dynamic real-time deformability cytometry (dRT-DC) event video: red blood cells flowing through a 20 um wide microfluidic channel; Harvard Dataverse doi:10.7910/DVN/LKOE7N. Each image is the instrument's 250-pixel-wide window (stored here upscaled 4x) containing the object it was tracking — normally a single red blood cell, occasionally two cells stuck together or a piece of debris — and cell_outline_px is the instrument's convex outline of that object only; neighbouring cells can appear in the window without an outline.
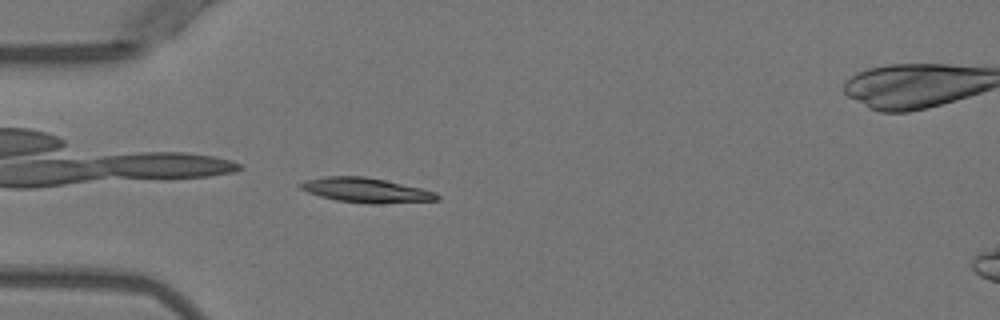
{"species": "Egyptian fruit bat (a non-hibernating species)", "species_latin": "Rousettus aegyptiacus", "temperature_condition": "warm", "stored_images_in_passage": 50, "camera_frame_rate_fps": 3000, "um_per_image_px": 0.085, "animal": {"sex": "female"}, "frame": {"image": 1, "passage_image": 14, "time_ms": 4.333, "image_size_px": [1000, 320], "cell_outline_px": [[440, 200], [380, 204], [368, 204], [336, 200], [320, 196], [308, 192], [300, 188], [296, 184], [304, 180], [324, 176], [364, 176], [384, 180], [420, 188], [436, 192], [440, 196]], "centroid_in_image_um": [31.09, 16.17], "position_along_channel_um": 53.9, "area_um2": 19.77}}
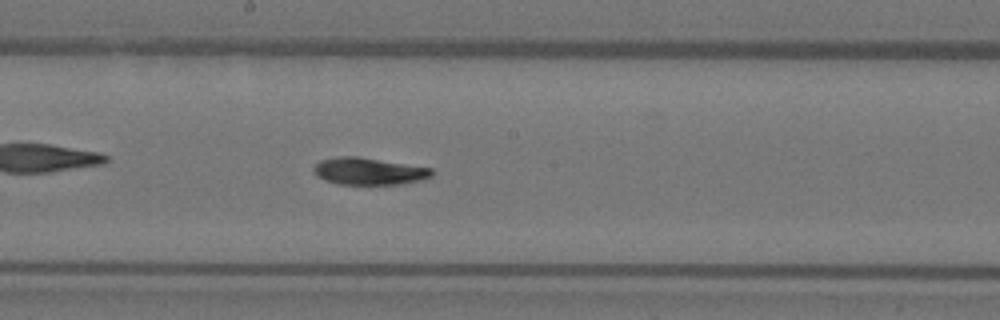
{"frame": {"image": 2, "passage_image": 27, "time_ms": 8.667, "image_size_px": [1000, 320], "cell_outline_px": [[432, 176], [420, 180], [400, 184], [336, 184], [324, 180], [316, 176], [312, 172], [312, 168], [320, 160], [340, 156], [356, 156], [432, 168]], "centroid_in_image_um": [31.29, 14.56], "position_along_channel_um": 216.9, "area_um2": 18.61}}
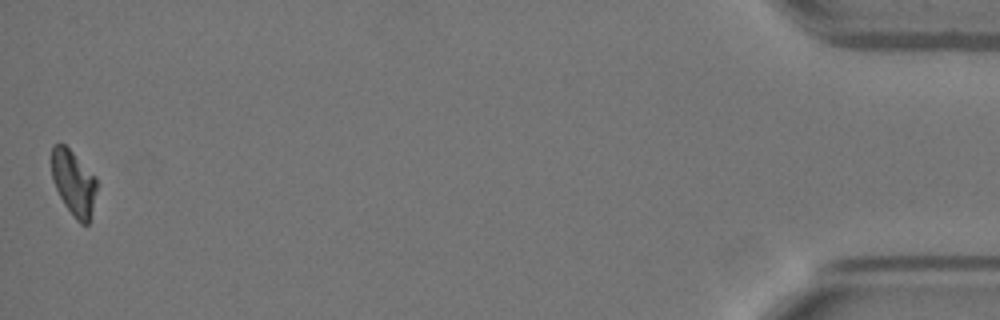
{"frame": {"image": 3, "passage_image": 50, "time_ms": 16.333, "image_size_px": [1000, 320], "cell_outline_px": [[96, 188], [92, 208], [88, 224], [80, 224], [76, 220], [64, 204], [52, 180], [52, 144], [64, 144], [96, 176]], "centroid_in_image_um": [6.24, 15.54], "position_along_channel_um": 429.0, "area_um2": 16.88}, "authors_computed_cell_mechanics": {"area_um2": 18.4382, "velocity_mm_per_s": 3.962, "shape_relaxation_time_tau1_ms": 5.8748, "shape_relaxation_time_tau2_ms": 7.662, "deformation_change_tau1": 0.2079, "deformation_change_tau2": 0.0983}}